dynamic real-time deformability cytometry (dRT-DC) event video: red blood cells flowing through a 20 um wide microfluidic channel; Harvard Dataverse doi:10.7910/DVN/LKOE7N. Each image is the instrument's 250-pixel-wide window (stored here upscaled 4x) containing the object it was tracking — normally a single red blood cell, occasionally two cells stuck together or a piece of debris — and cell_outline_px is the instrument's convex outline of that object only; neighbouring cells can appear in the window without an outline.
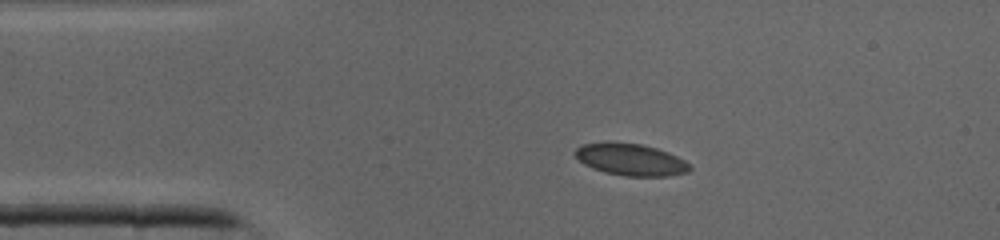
{"species": "common noctule bat (a hibernating species)", "species_latin": "Nyctalus noctula", "temperature_condition": "cold", "stored_images_in_passage": 41, "camera_frame_rate_fps": 3000, "um_per_image_px": 0.085, "animal": {"sex": "male", "body_mass_g": 19.0, "forearm_length_mm": 50.8}, "frame": {"image": 1, "passage_image": 7, "time_ms": 2.0, "image_size_px": [1000, 240], "cell_outline_px": [[692, 168], [688, 172], [668, 176], [624, 176], [604, 172], [592, 168], [584, 164], [576, 156], [576, 148], [584, 144], [640, 144], [656, 148], [668, 152], [684, 160]], "centroid_in_image_um": [53.66, 13.6], "position_along_channel_um": 31.3, "area_um2": 20.63}}
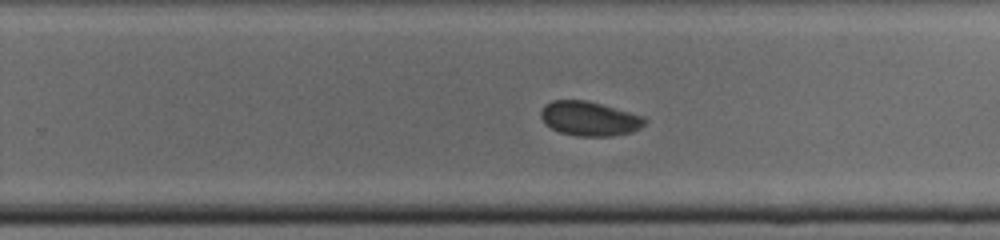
{"frame": {"image": 2, "passage_image": 25, "time_ms": 8.0, "image_size_px": [1000, 240], "cell_outline_px": [[648, 120], [640, 128], [632, 132], [612, 136], [576, 136], [560, 132], [552, 128], [540, 116], [540, 112], [544, 104], [552, 100], [584, 100], [600, 104], [644, 116]], "centroid_in_image_um": [50.11, 10.08], "position_along_channel_um": 279.7, "area_um2": 20.69}}
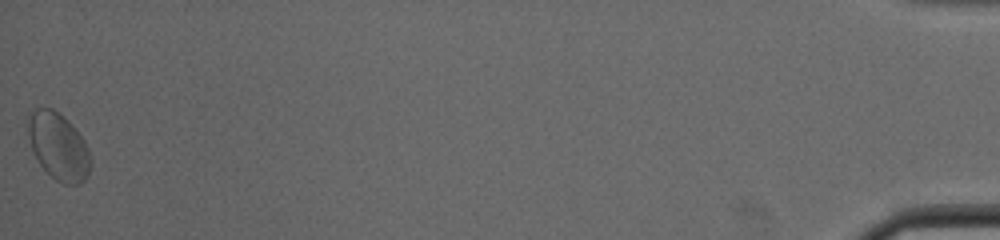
{"frame": {"image": 3, "passage_image": 41, "time_ms": 13.333, "image_size_px": [1000, 240], "cell_outline_px": [[92, 156], [88, 176], [80, 184], [64, 184], [56, 180], [40, 164], [32, 148], [28, 136], [24, 120], [36, 108], [52, 108], [72, 124], [84, 140]], "centroid_in_image_um": [4.96, 12.43], "position_along_channel_um": 430.2, "area_um2": 24.57}}